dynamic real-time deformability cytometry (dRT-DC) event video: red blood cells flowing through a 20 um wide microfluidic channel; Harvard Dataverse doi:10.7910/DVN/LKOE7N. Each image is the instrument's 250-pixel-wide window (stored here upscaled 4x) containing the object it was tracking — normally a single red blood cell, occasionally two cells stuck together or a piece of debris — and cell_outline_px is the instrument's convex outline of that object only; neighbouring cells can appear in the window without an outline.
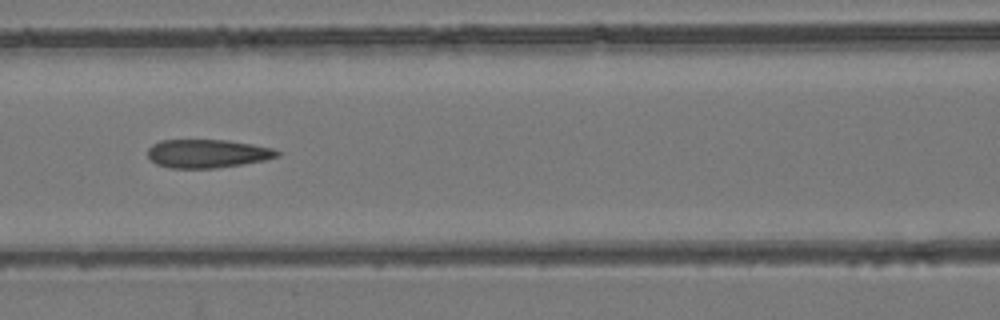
{"species": "common noctule bat (a hibernating species)", "species_latin": "Nyctalus noctula", "temperature_condition": "room temperature", "stored_images_in_passage": 10, "camera_frame_rate_fps": 3000, "um_per_image_px": 0.085, "animal": {"sex": "female", "body_mass_g": 24.6, "forearm_length_mm": 56.2}, "frame": {"image": 1, "passage_image": 7, "time_ms": 2.0, "image_size_px": [1000, 320], "cell_outline_px": [[280, 156], [264, 160], [216, 168], [172, 168], [156, 164], [148, 156], [148, 148], [152, 144], [160, 140], [228, 140], [252, 144], [272, 148], [280, 152]], "centroid_in_image_um": [17.62, 13.05], "position_along_channel_um": 149.0, "area_um2": 21.39}}
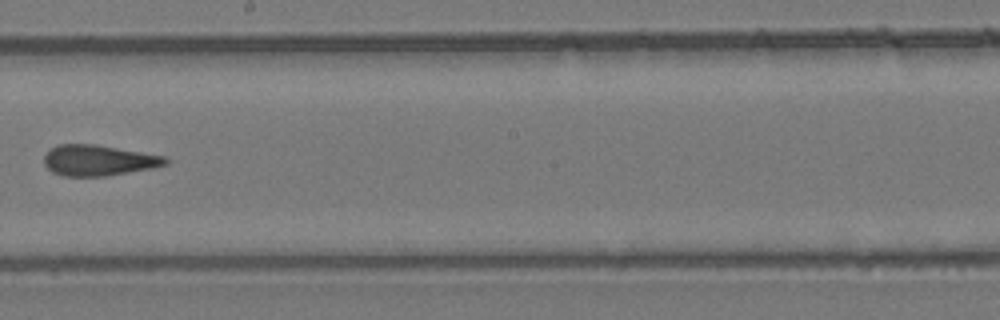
{"frame": {"image": 2, "passage_image": 9, "time_ms": 2.667, "image_size_px": [1000, 320], "cell_outline_px": [[168, 164], [152, 168], [104, 176], [64, 176], [52, 172], [44, 164], [44, 156], [56, 144], [96, 144], [164, 156], [168, 160]], "centroid_in_image_um": [8.35, 13.62], "position_along_channel_um": 239.8, "area_um2": 21.62}}
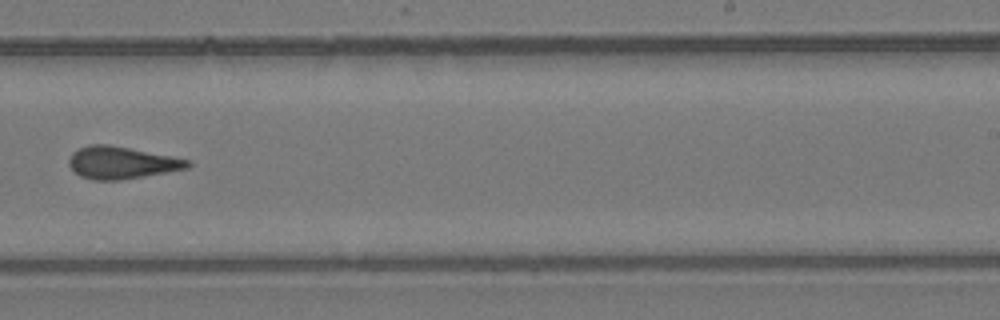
{"frame": {"image": 3, "passage_image": 10, "time_ms": 3.0, "image_size_px": [1000, 320], "cell_outline_px": [[192, 164], [188, 168], [144, 176], [120, 180], [92, 180], [80, 176], [68, 164], [68, 160], [72, 152], [88, 144], [108, 144], [172, 156], [192, 160]], "centroid_in_image_um": [10.33, 13.82], "position_along_channel_um": 278.7, "area_um2": 22.31}}